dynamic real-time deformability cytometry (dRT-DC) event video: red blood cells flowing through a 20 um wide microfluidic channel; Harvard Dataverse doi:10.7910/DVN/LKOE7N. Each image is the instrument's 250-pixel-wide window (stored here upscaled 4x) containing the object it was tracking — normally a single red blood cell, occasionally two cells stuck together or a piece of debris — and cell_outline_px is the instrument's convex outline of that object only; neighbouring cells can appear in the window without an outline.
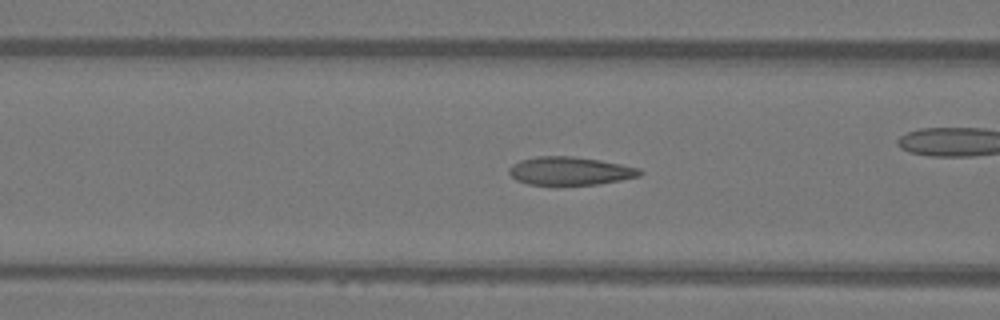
{"species": "Egyptian fruit bat (a non-hibernating species)", "species_latin": "Rousettus aegyptiacus", "temperature_condition": "warm", "stored_images_in_passage": 51, "camera_frame_rate_fps": 3000, "um_per_image_px": 0.085, "animal": {"sex": "female"}, "frame": {"image": 1, "passage_image": 20, "time_ms": 6.333, "image_size_px": [1000, 320], "cell_outline_px": [[644, 172], [640, 176], [600, 184], [556, 188], [528, 184], [516, 180], [508, 172], [508, 168], [512, 164], [520, 160], [536, 156], [572, 156], [600, 160], [640, 168]], "centroid_in_image_um": [48.42, 14.58], "position_along_channel_um": 118.2, "area_um2": 22.48}}
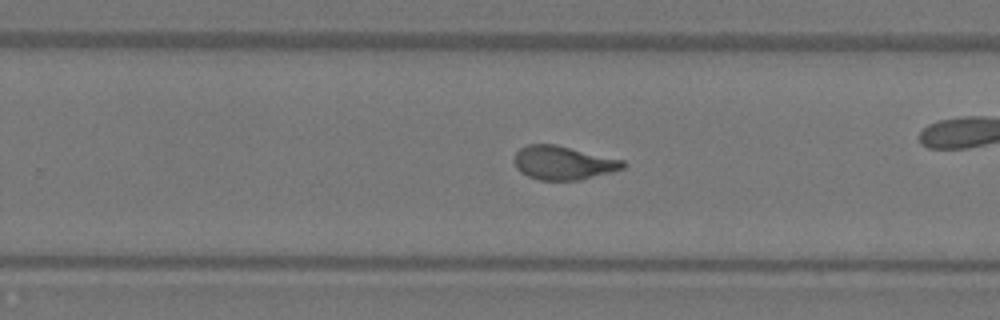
{"frame": {"image": 2, "passage_image": 32, "time_ms": 10.333, "image_size_px": [1000, 320], "cell_outline_px": [[628, 164], [624, 168], [580, 180], [540, 180], [528, 176], [520, 172], [516, 168], [512, 160], [516, 152], [520, 148], [528, 144], [556, 144], [624, 160]], "centroid_in_image_um": [47.85, 13.83], "position_along_channel_um": 282.0, "area_um2": 21.5}}
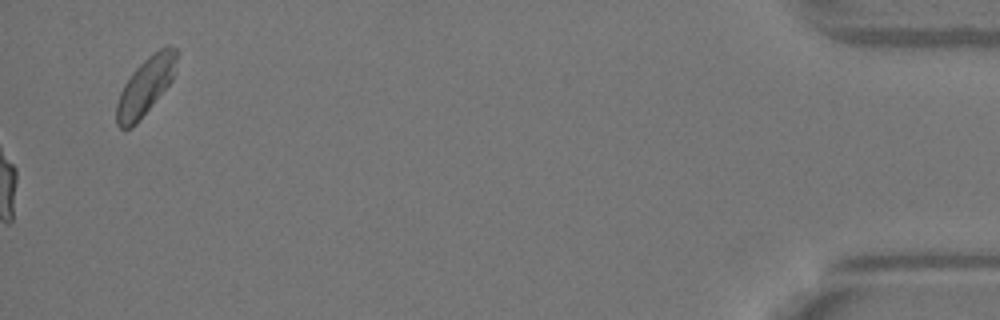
{"frame": {"image": 3, "passage_image": 51, "time_ms": 16.667, "image_size_px": [1000, 320], "cell_outline_px": [[180, 52], [176, 72], [172, 80], [136, 124], [132, 128], [120, 128], [116, 124], [116, 104], [120, 92], [124, 84], [132, 72], [148, 56], [160, 48], [168, 44], [176, 48]], "centroid_in_image_um": [12.41, 7.28], "position_along_channel_um": 422.8, "area_um2": 20.35}, "authors_computed_cell_mechanics": {"area_um2": 21.7328, "velocity_mm_per_s": 4.108, "shape_relaxation_time_tau1_ms": 6.5264, "shape_relaxation_time_tau2_ms": 1.0386, "deformation_change_tau1": 0.2185, "deformation_change_tau2": 0.0821}}